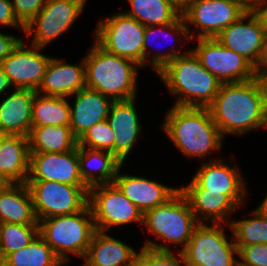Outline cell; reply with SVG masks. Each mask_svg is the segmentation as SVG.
Returning a JSON list of instances; mask_svg holds the SVG:
<instances>
[{
  "label": "cell",
  "instance_id": "cell-6",
  "mask_svg": "<svg viewBox=\"0 0 267 266\" xmlns=\"http://www.w3.org/2000/svg\"><path fill=\"white\" fill-rule=\"evenodd\" d=\"M39 235L62 260L69 261L68 253L85 258L89 244L97 231L91 209L38 220Z\"/></svg>",
  "mask_w": 267,
  "mask_h": 266
},
{
  "label": "cell",
  "instance_id": "cell-13",
  "mask_svg": "<svg viewBox=\"0 0 267 266\" xmlns=\"http://www.w3.org/2000/svg\"><path fill=\"white\" fill-rule=\"evenodd\" d=\"M197 41V48L190 50L221 83L243 82L256 77L254 66L247 59L227 49L215 38H199Z\"/></svg>",
  "mask_w": 267,
  "mask_h": 266
},
{
  "label": "cell",
  "instance_id": "cell-24",
  "mask_svg": "<svg viewBox=\"0 0 267 266\" xmlns=\"http://www.w3.org/2000/svg\"><path fill=\"white\" fill-rule=\"evenodd\" d=\"M0 222L39 225L27 183L0 186Z\"/></svg>",
  "mask_w": 267,
  "mask_h": 266
},
{
  "label": "cell",
  "instance_id": "cell-20",
  "mask_svg": "<svg viewBox=\"0 0 267 266\" xmlns=\"http://www.w3.org/2000/svg\"><path fill=\"white\" fill-rule=\"evenodd\" d=\"M180 191L187 198L199 223L210 221L211 224L223 222L227 224V217L239 208L227 195L207 192L193 178L187 186H182Z\"/></svg>",
  "mask_w": 267,
  "mask_h": 266
},
{
  "label": "cell",
  "instance_id": "cell-32",
  "mask_svg": "<svg viewBox=\"0 0 267 266\" xmlns=\"http://www.w3.org/2000/svg\"><path fill=\"white\" fill-rule=\"evenodd\" d=\"M254 218L228 222L232 239L237 247L253 244H267V215L258 207L252 211Z\"/></svg>",
  "mask_w": 267,
  "mask_h": 266
},
{
  "label": "cell",
  "instance_id": "cell-8",
  "mask_svg": "<svg viewBox=\"0 0 267 266\" xmlns=\"http://www.w3.org/2000/svg\"><path fill=\"white\" fill-rule=\"evenodd\" d=\"M145 27L123 12L101 20L95 30V42L108 53L135 61L143 68Z\"/></svg>",
  "mask_w": 267,
  "mask_h": 266
},
{
  "label": "cell",
  "instance_id": "cell-7",
  "mask_svg": "<svg viewBox=\"0 0 267 266\" xmlns=\"http://www.w3.org/2000/svg\"><path fill=\"white\" fill-rule=\"evenodd\" d=\"M224 223H199L194 229L187 246L181 251L186 266H238L237 246L228 241Z\"/></svg>",
  "mask_w": 267,
  "mask_h": 266
},
{
  "label": "cell",
  "instance_id": "cell-22",
  "mask_svg": "<svg viewBox=\"0 0 267 266\" xmlns=\"http://www.w3.org/2000/svg\"><path fill=\"white\" fill-rule=\"evenodd\" d=\"M62 59L51 58L37 93L67 97L86 87L85 63L72 65Z\"/></svg>",
  "mask_w": 267,
  "mask_h": 266
},
{
  "label": "cell",
  "instance_id": "cell-1",
  "mask_svg": "<svg viewBox=\"0 0 267 266\" xmlns=\"http://www.w3.org/2000/svg\"><path fill=\"white\" fill-rule=\"evenodd\" d=\"M152 55L147 62L171 95L179 96L173 106L208 108L212 104L222 83L201 65L191 50L179 53L173 48Z\"/></svg>",
  "mask_w": 267,
  "mask_h": 266
},
{
  "label": "cell",
  "instance_id": "cell-48",
  "mask_svg": "<svg viewBox=\"0 0 267 266\" xmlns=\"http://www.w3.org/2000/svg\"><path fill=\"white\" fill-rule=\"evenodd\" d=\"M67 265H68L67 261L62 262V264H61V266H67ZM82 266H87V265L84 263V265H82Z\"/></svg>",
  "mask_w": 267,
  "mask_h": 266
},
{
  "label": "cell",
  "instance_id": "cell-10",
  "mask_svg": "<svg viewBox=\"0 0 267 266\" xmlns=\"http://www.w3.org/2000/svg\"><path fill=\"white\" fill-rule=\"evenodd\" d=\"M88 205L97 231L107 232L111 226L132 222L143 225L144 214L114 183L91 187L88 191Z\"/></svg>",
  "mask_w": 267,
  "mask_h": 266
},
{
  "label": "cell",
  "instance_id": "cell-21",
  "mask_svg": "<svg viewBox=\"0 0 267 266\" xmlns=\"http://www.w3.org/2000/svg\"><path fill=\"white\" fill-rule=\"evenodd\" d=\"M75 95L74 106L70 105V128L79 140L94 124L107 119L112 102L111 97L85 87Z\"/></svg>",
  "mask_w": 267,
  "mask_h": 266
},
{
  "label": "cell",
  "instance_id": "cell-45",
  "mask_svg": "<svg viewBox=\"0 0 267 266\" xmlns=\"http://www.w3.org/2000/svg\"><path fill=\"white\" fill-rule=\"evenodd\" d=\"M243 3L248 9L255 8L258 0H237Z\"/></svg>",
  "mask_w": 267,
  "mask_h": 266
},
{
  "label": "cell",
  "instance_id": "cell-27",
  "mask_svg": "<svg viewBox=\"0 0 267 266\" xmlns=\"http://www.w3.org/2000/svg\"><path fill=\"white\" fill-rule=\"evenodd\" d=\"M79 174L83 183L91 187L113 183L123 165L111 152L78 147ZM97 172L95 174L94 172ZM98 175V176H97Z\"/></svg>",
  "mask_w": 267,
  "mask_h": 266
},
{
  "label": "cell",
  "instance_id": "cell-5",
  "mask_svg": "<svg viewBox=\"0 0 267 266\" xmlns=\"http://www.w3.org/2000/svg\"><path fill=\"white\" fill-rule=\"evenodd\" d=\"M143 224L147 230L155 234L163 242L152 240L145 242L143 247L157 251H171L168 243L183 244L182 251L188 244L192 233L199 224L190 204L184 194L179 190L166 203L147 210L143 215Z\"/></svg>",
  "mask_w": 267,
  "mask_h": 266
},
{
  "label": "cell",
  "instance_id": "cell-2",
  "mask_svg": "<svg viewBox=\"0 0 267 266\" xmlns=\"http://www.w3.org/2000/svg\"><path fill=\"white\" fill-rule=\"evenodd\" d=\"M208 109L223 137L267 128V80L222 83Z\"/></svg>",
  "mask_w": 267,
  "mask_h": 266
},
{
  "label": "cell",
  "instance_id": "cell-23",
  "mask_svg": "<svg viewBox=\"0 0 267 266\" xmlns=\"http://www.w3.org/2000/svg\"><path fill=\"white\" fill-rule=\"evenodd\" d=\"M35 90L14 89L0 104V130L7 135L28 137L32 127Z\"/></svg>",
  "mask_w": 267,
  "mask_h": 266
},
{
  "label": "cell",
  "instance_id": "cell-15",
  "mask_svg": "<svg viewBox=\"0 0 267 266\" xmlns=\"http://www.w3.org/2000/svg\"><path fill=\"white\" fill-rule=\"evenodd\" d=\"M24 43L21 39L0 65L12 87L37 91L52 57L39 52L43 48L32 44L27 48Z\"/></svg>",
  "mask_w": 267,
  "mask_h": 266
},
{
  "label": "cell",
  "instance_id": "cell-16",
  "mask_svg": "<svg viewBox=\"0 0 267 266\" xmlns=\"http://www.w3.org/2000/svg\"><path fill=\"white\" fill-rule=\"evenodd\" d=\"M27 181H56L86 186L79 174L78 146L64 153H30Z\"/></svg>",
  "mask_w": 267,
  "mask_h": 266
},
{
  "label": "cell",
  "instance_id": "cell-11",
  "mask_svg": "<svg viewBox=\"0 0 267 266\" xmlns=\"http://www.w3.org/2000/svg\"><path fill=\"white\" fill-rule=\"evenodd\" d=\"M86 0H48L39 13L25 26L24 33L32 36V45L44 48L65 33L84 11ZM36 24V25H35Z\"/></svg>",
  "mask_w": 267,
  "mask_h": 266
},
{
  "label": "cell",
  "instance_id": "cell-9",
  "mask_svg": "<svg viewBox=\"0 0 267 266\" xmlns=\"http://www.w3.org/2000/svg\"><path fill=\"white\" fill-rule=\"evenodd\" d=\"M37 220L82 211L88 205L87 186L56 181H26Z\"/></svg>",
  "mask_w": 267,
  "mask_h": 266
},
{
  "label": "cell",
  "instance_id": "cell-4",
  "mask_svg": "<svg viewBox=\"0 0 267 266\" xmlns=\"http://www.w3.org/2000/svg\"><path fill=\"white\" fill-rule=\"evenodd\" d=\"M84 57L86 87L113 100L136 98L139 64L105 51L96 42Z\"/></svg>",
  "mask_w": 267,
  "mask_h": 266
},
{
  "label": "cell",
  "instance_id": "cell-31",
  "mask_svg": "<svg viewBox=\"0 0 267 266\" xmlns=\"http://www.w3.org/2000/svg\"><path fill=\"white\" fill-rule=\"evenodd\" d=\"M62 260L38 234L29 245L10 253L0 266H61Z\"/></svg>",
  "mask_w": 267,
  "mask_h": 266
},
{
  "label": "cell",
  "instance_id": "cell-26",
  "mask_svg": "<svg viewBox=\"0 0 267 266\" xmlns=\"http://www.w3.org/2000/svg\"><path fill=\"white\" fill-rule=\"evenodd\" d=\"M29 155L28 137L7 135L0 147V179L4 183H26Z\"/></svg>",
  "mask_w": 267,
  "mask_h": 266
},
{
  "label": "cell",
  "instance_id": "cell-29",
  "mask_svg": "<svg viewBox=\"0 0 267 266\" xmlns=\"http://www.w3.org/2000/svg\"><path fill=\"white\" fill-rule=\"evenodd\" d=\"M70 103L66 97L35 93L32 106V127L69 126Z\"/></svg>",
  "mask_w": 267,
  "mask_h": 266
},
{
  "label": "cell",
  "instance_id": "cell-38",
  "mask_svg": "<svg viewBox=\"0 0 267 266\" xmlns=\"http://www.w3.org/2000/svg\"><path fill=\"white\" fill-rule=\"evenodd\" d=\"M48 0H13V6L17 19L26 26L43 8Z\"/></svg>",
  "mask_w": 267,
  "mask_h": 266
},
{
  "label": "cell",
  "instance_id": "cell-41",
  "mask_svg": "<svg viewBox=\"0 0 267 266\" xmlns=\"http://www.w3.org/2000/svg\"><path fill=\"white\" fill-rule=\"evenodd\" d=\"M254 73L256 77L267 80V36L260 57L254 66Z\"/></svg>",
  "mask_w": 267,
  "mask_h": 266
},
{
  "label": "cell",
  "instance_id": "cell-25",
  "mask_svg": "<svg viewBox=\"0 0 267 266\" xmlns=\"http://www.w3.org/2000/svg\"><path fill=\"white\" fill-rule=\"evenodd\" d=\"M136 254L133 247L105 232L96 231L84 263L87 266H133Z\"/></svg>",
  "mask_w": 267,
  "mask_h": 266
},
{
  "label": "cell",
  "instance_id": "cell-18",
  "mask_svg": "<svg viewBox=\"0 0 267 266\" xmlns=\"http://www.w3.org/2000/svg\"><path fill=\"white\" fill-rule=\"evenodd\" d=\"M135 98L114 100L107 121L114 131V156L123 164L142 132L136 112Z\"/></svg>",
  "mask_w": 267,
  "mask_h": 266
},
{
  "label": "cell",
  "instance_id": "cell-3",
  "mask_svg": "<svg viewBox=\"0 0 267 266\" xmlns=\"http://www.w3.org/2000/svg\"><path fill=\"white\" fill-rule=\"evenodd\" d=\"M163 122L166 135L188 158L201 159L222 148L223 135L208 108L172 106Z\"/></svg>",
  "mask_w": 267,
  "mask_h": 266
},
{
  "label": "cell",
  "instance_id": "cell-36",
  "mask_svg": "<svg viewBox=\"0 0 267 266\" xmlns=\"http://www.w3.org/2000/svg\"><path fill=\"white\" fill-rule=\"evenodd\" d=\"M173 253L172 250L157 251L142 247L135 256L134 266H186L182 252L177 250L178 257Z\"/></svg>",
  "mask_w": 267,
  "mask_h": 266
},
{
  "label": "cell",
  "instance_id": "cell-33",
  "mask_svg": "<svg viewBox=\"0 0 267 266\" xmlns=\"http://www.w3.org/2000/svg\"><path fill=\"white\" fill-rule=\"evenodd\" d=\"M39 234V225L2 223L0 232V263L25 246Z\"/></svg>",
  "mask_w": 267,
  "mask_h": 266
},
{
  "label": "cell",
  "instance_id": "cell-47",
  "mask_svg": "<svg viewBox=\"0 0 267 266\" xmlns=\"http://www.w3.org/2000/svg\"><path fill=\"white\" fill-rule=\"evenodd\" d=\"M7 136V134L3 133L1 130H0V147H1V143L3 141V139Z\"/></svg>",
  "mask_w": 267,
  "mask_h": 266
},
{
  "label": "cell",
  "instance_id": "cell-43",
  "mask_svg": "<svg viewBox=\"0 0 267 266\" xmlns=\"http://www.w3.org/2000/svg\"><path fill=\"white\" fill-rule=\"evenodd\" d=\"M11 84L8 80V77L4 73V70L2 66L0 65V95H2L4 92L6 93V90L9 88L10 89Z\"/></svg>",
  "mask_w": 267,
  "mask_h": 266
},
{
  "label": "cell",
  "instance_id": "cell-14",
  "mask_svg": "<svg viewBox=\"0 0 267 266\" xmlns=\"http://www.w3.org/2000/svg\"><path fill=\"white\" fill-rule=\"evenodd\" d=\"M245 20H248L247 23H244ZM265 38V24L256 8L249 9L215 37L223 46L242 55L253 66L260 57Z\"/></svg>",
  "mask_w": 267,
  "mask_h": 266
},
{
  "label": "cell",
  "instance_id": "cell-49",
  "mask_svg": "<svg viewBox=\"0 0 267 266\" xmlns=\"http://www.w3.org/2000/svg\"><path fill=\"white\" fill-rule=\"evenodd\" d=\"M4 184V182L0 179V186H2Z\"/></svg>",
  "mask_w": 267,
  "mask_h": 266
},
{
  "label": "cell",
  "instance_id": "cell-39",
  "mask_svg": "<svg viewBox=\"0 0 267 266\" xmlns=\"http://www.w3.org/2000/svg\"><path fill=\"white\" fill-rule=\"evenodd\" d=\"M0 24L2 26L16 27L23 31L25 29V26L15 15L11 0H0Z\"/></svg>",
  "mask_w": 267,
  "mask_h": 266
},
{
  "label": "cell",
  "instance_id": "cell-44",
  "mask_svg": "<svg viewBox=\"0 0 267 266\" xmlns=\"http://www.w3.org/2000/svg\"><path fill=\"white\" fill-rule=\"evenodd\" d=\"M179 12H183L193 0H168Z\"/></svg>",
  "mask_w": 267,
  "mask_h": 266
},
{
  "label": "cell",
  "instance_id": "cell-34",
  "mask_svg": "<svg viewBox=\"0 0 267 266\" xmlns=\"http://www.w3.org/2000/svg\"><path fill=\"white\" fill-rule=\"evenodd\" d=\"M114 131L106 120L94 124L78 140V147H86L93 150H105L114 155Z\"/></svg>",
  "mask_w": 267,
  "mask_h": 266
},
{
  "label": "cell",
  "instance_id": "cell-42",
  "mask_svg": "<svg viewBox=\"0 0 267 266\" xmlns=\"http://www.w3.org/2000/svg\"><path fill=\"white\" fill-rule=\"evenodd\" d=\"M255 8L263 18L267 36V0H258Z\"/></svg>",
  "mask_w": 267,
  "mask_h": 266
},
{
  "label": "cell",
  "instance_id": "cell-40",
  "mask_svg": "<svg viewBox=\"0 0 267 266\" xmlns=\"http://www.w3.org/2000/svg\"><path fill=\"white\" fill-rule=\"evenodd\" d=\"M20 40L21 38L19 39L14 35H6L0 31V64L10 55Z\"/></svg>",
  "mask_w": 267,
  "mask_h": 266
},
{
  "label": "cell",
  "instance_id": "cell-46",
  "mask_svg": "<svg viewBox=\"0 0 267 266\" xmlns=\"http://www.w3.org/2000/svg\"><path fill=\"white\" fill-rule=\"evenodd\" d=\"M261 211H263L267 215V196L262 201V203L258 207Z\"/></svg>",
  "mask_w": 267,
  "mask_h": 266
},
{
  "label": "cell",
  "instance_id": "cell-35",
  "mask_svg": "<svg viewBox=\"0 0 267 266\" xmlns=\"http://www.w3.org/2000/svg\"><path fill=\"white\" fill-rule=\"evenodd\" d=\"M189 25L186 24L182 14L172 23L165 24V25H153V26H146L145 32H144V42H143V67L147 66V56L149 45L152 41V38L154 39V34H163L166 35L171 33V36H174V34L177 35V37H180L181 39H185V42H188L190 40H193L195 35L194 32H192L188 27ZM160 30V31H158ZM166 31V32H165ZM169 31V32H168ZM168 32V33H167Z\"/></svg>",
  "mask_w": 267,
  "mask_h": 266
},
{
  "label": "cell",
  "instance_id": "cell-37",
  "mask_svg": "<svg viewBox=\"0 0 267 266\" xmlns=\"http://www.w3.org/2000/svg\"><path fill=\"white\" fill-rule=\"evenodd\" d=\"M238 266H267V244L237 247Z\"/></svg>",
  "mask_w": 267,
  "mask_h": 266
},
{
  "label": "cell",
  "instance_id": "cell-30",
  "mask_svg": "<svg viewBox=\"0 0 267 266\" xmlns=\"http://www.w3.org/2000/svg\"><path fill=\"white\" fill-rule=\"evenodd\" d=\"M131 9L124 12L144 26L165 25L174 22L182 13L168 0H128Z\"/></svg>",
  "mask_w": 267,
  "mask_h": 266
},
{
  "label": "cell",
  "instance_id": "cell-17",
  "mask_svg": "<svg viewBox=\"0 0 267 266\" xmlns=\"http://www.w3.org/2000/svg\"><path fill=\"white\" fill-rule=\"evenodd\" d=\"M224 159L203 163L193 179L207 192H220L227 195L238 207L243 205L247 193L241 171L225 164ZM223 161V162H222Z\"/></svg>",
  "mask_w": 267,
  "mask_h": 266
},
{
  "label": "cell",
  "instance_id": "cell-12",
  "mask_svg": "<svg viewBox=\"0 0 267 266\" xmlns=\"http://www.w3.org/2000/svg\"><path fill=\"white\" fill-rule=\"evenodd\" d=\"M248 10L237 0H193L182 16L186 24L195 26V33L198 30L195 39L215 38Z\"/></svg>",
  "mask_w": 267,
  "mask_h": 266
},
{
  "label": "cell",
  "instance_id": "cell-28",
  "mask_svg": "<svg viewBox=\"0 0 267 266\" xmlns=\"http://www.w3.org/2000/svg\"><path fill=\"white\" fill-rule=\"evenodd\" d=\"M28 139L30 153H64L78 146L70 126L31 127Z\"/></svg>",
  "mask_w": 267,
  "mask_h": 266
},
{
  "label": "cell",
  "instance_id": "cell-19",
  "mask_svg": "<svg viewBox=\"0 0 267 266\" xmlns=\"http://www.w3.org/2000/svg\"><path fill=\"white\" fill-rule=\"evenodd\" d=\"M121 168L122 165L119 167L113 183L143 214L147 210L166 203L180 190V188L165 186L141 176L119 174Z\"/></svg>",
  "mask_w": 267,
  "mask_h": 266
}]
</instances>
